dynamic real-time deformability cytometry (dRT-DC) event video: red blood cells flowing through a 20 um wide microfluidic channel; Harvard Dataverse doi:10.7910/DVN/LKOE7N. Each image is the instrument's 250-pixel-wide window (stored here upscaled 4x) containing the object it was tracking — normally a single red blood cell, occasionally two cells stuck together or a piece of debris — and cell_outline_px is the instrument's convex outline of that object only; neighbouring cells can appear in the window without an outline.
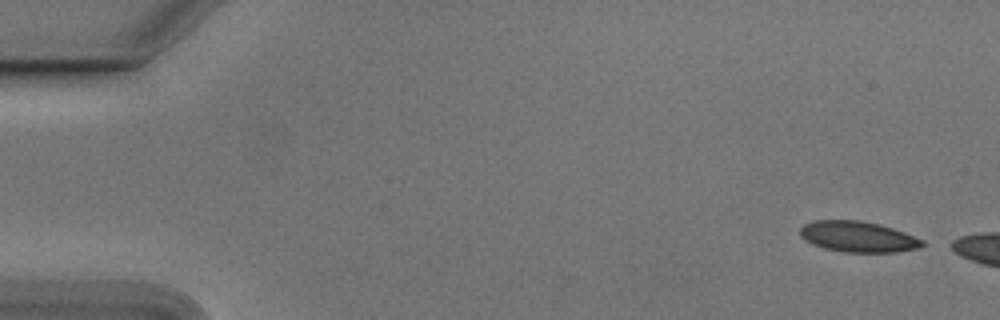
{"species": "Egyptian fruit bat (a non-hibernating species)", "species_latin": "Rousettus aegyptiacus", "temperature_condition": "cold", "stored_images_in_passage": 6, "camera_frame_rate_fps": 3000, "um_per_image_px": 0.085, "animal": {"sex": "male"}, "frame": {"image": 1, "passage_image": 1, "time_ms": 0.0, "image_size_px": [1000, 320], "cell_outline_px": [[924, 244], [920, 248], [896, 252], [844, 252], [824, 248], [812, 244], [804, 240], [800, 236], [800, 228], [804, 224], [816, 220], [856, 220], [880, 224], [904, 232], [924, 240]], "centroid_in_image_um": [72.92, 20.12], "position_along_channel_um": 12.1, "area_um2": 21.96}}